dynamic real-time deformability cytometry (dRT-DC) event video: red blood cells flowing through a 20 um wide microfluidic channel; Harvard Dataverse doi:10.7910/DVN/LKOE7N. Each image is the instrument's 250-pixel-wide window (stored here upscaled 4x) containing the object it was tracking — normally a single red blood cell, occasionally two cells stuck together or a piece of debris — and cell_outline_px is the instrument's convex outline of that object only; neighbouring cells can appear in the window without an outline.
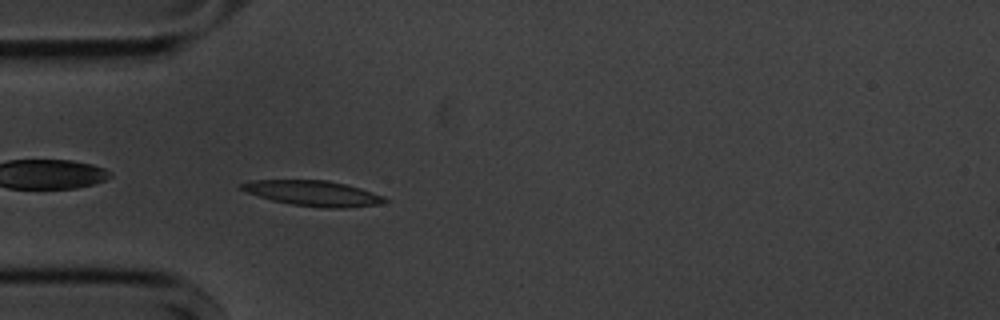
{"species": "common noctule bat (a hibernating species)", "species_latin": "Nyctalus noctula", "temperature_condition": "cold", "stored_images_in_passage": 41, "camera_frame_rate_fps": 3000, "um_per_image_px": 0.085, "animal": {"sex": "male", "body_mass_g": 20.1, "forearm_length_mm": 53.5}, "frame": {"image": 1, "passage_image": 2, "time_ms": 0.333, "image_size_px": [1000, 320], "cell_outline_px": [[388, 200], [376, 204], [344, 208], [328, 208], [292, 204], [272, 200], [248, 192], [240, 188], [240, 184], [252, 180], [328, 180], [360, 188], [384, 196]], "centroid_in_image_um": [26.61, 16.42], "position_along_channel_um": 58.4, "area_um2": 20.75}}
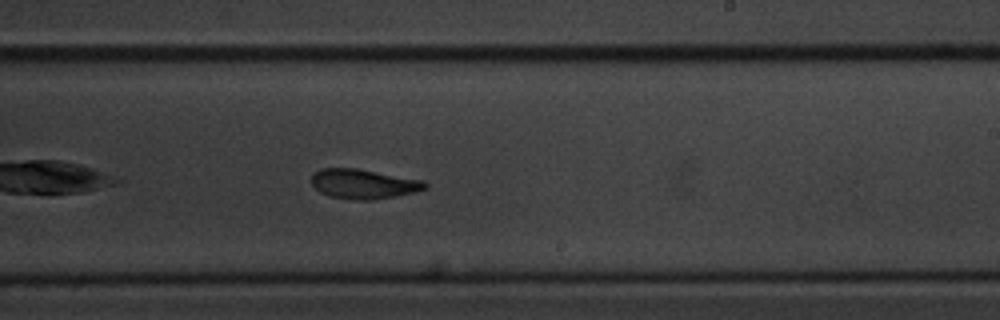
{"frame": {"image": 2, "passage_image": 19, "time_ms": 6.0, "image_size_px": [1000, 320], "cell_outline_px": [[428, 188], [396, 196], [372, 200], [352, 200], [332, 196], [320, 192], [312, 184], [312, 176], [320, 168], [356, 168], [424, 180], [428, 184]], "centroid_in_image_um": [30.92, 15.63], "position_along_channel_um": 258.1, "area_um2": 19.54}}
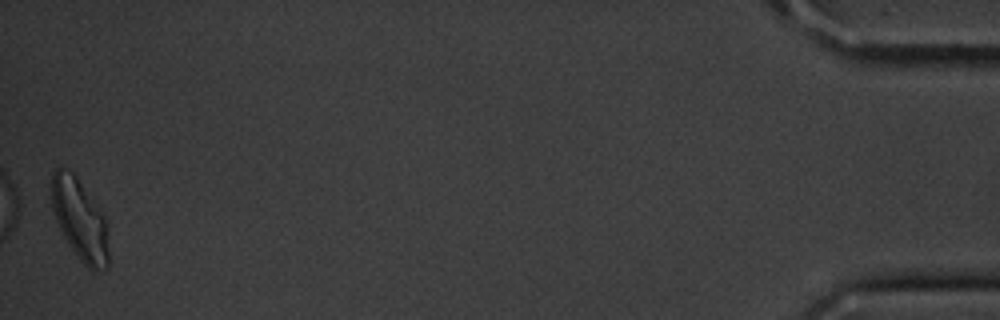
{"frame": {"image": 3, "passage_image": 41, "time_ms": 13.333, "image_size_px": [1000, 320], "cell_outline_px": [[108, 268], [104, 272], [92, 272], [80, 260], [68, 244], [56, 220], [52, 208], [52, 172], [56, 168], [64, 168], [72, 172], [76, 176], [104, 216], [108, 252]], "centroid_in_image_um": [6.78, 18.72], "position_along_channel_um": 428.4, "area_um2": 26.7}, "authors_computed_cell_mechanics": {"area_um2": 20.3456, "velocity_mm_per_s": 3.574, "shape_relaxation_time_tau1_ms": 2.9462, "shape_relaxation_time_tau2_ms": 4.324, "deformation_change_tau1": 0.128, "deformation_change_tau2": 0.0964}}